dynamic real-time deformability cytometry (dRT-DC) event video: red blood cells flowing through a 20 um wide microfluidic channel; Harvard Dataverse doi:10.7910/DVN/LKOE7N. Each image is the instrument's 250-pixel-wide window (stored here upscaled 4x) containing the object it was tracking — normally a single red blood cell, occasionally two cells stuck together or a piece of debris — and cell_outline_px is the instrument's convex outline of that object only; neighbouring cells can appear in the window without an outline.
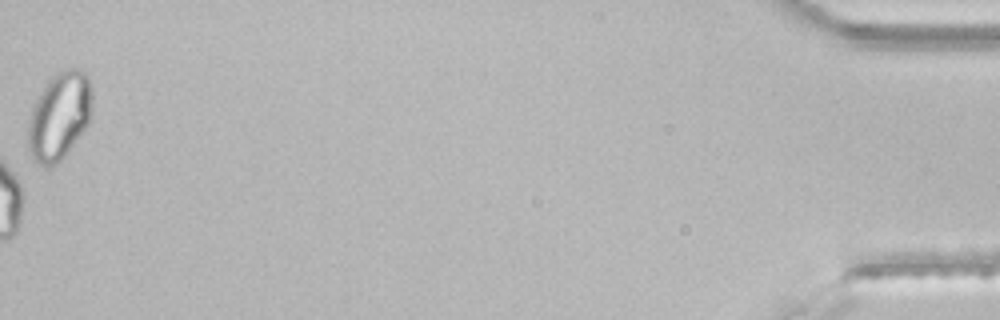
{"species": "common noctule bat (a hibernating species)", "species_latin": "Nyctalus noctula", "temperature_condition": "room temperature", "stored_images_in_passage": 44, "camera_frame_rate_fps": 3000, "um_per_image_px": 0.085, "animal": {"sex": "male", "body_mass_g": 21.5, "forearm_length_mm": 52.0}, "frame": {"image": 1, "passage_image": 44, "time_ms": 14.333, "image_size_px": [1000, 320], "cell_outline_px": [[92, 116], [88, 124], [64, 156], [56, 164], [40, 164], [32, 160], [28, 148], [28, 120], [32, 108], [44, 84], [56, 72], [64, 68], [80, 68], [88, 76], [92, 88]], "centroid_in_image_um": [5.06, 9.81], "position_along_channel_um": 430.1, "area_um2": 32.95}}